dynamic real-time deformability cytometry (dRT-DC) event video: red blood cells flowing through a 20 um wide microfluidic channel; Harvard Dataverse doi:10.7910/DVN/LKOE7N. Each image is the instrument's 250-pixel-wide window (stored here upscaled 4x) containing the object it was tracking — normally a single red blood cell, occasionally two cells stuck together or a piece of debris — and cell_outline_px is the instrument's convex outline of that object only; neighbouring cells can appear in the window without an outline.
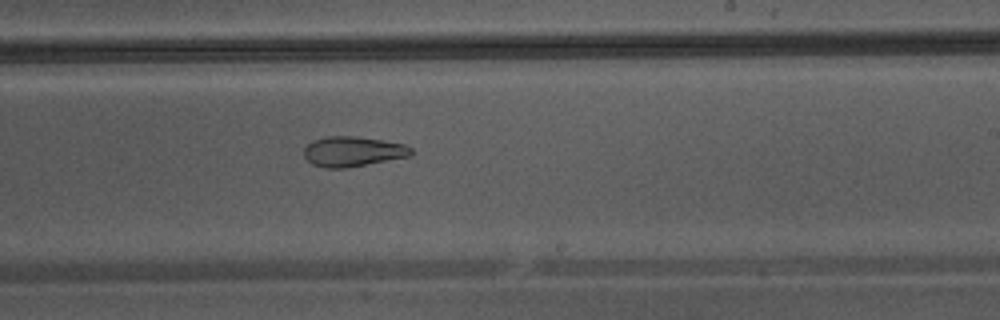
{"species": "Egyptian fruit bat (a non-hibernating species)", "species_latin": "Rousettus aegyptiacus", "temperature_condition": "warm", "stored_images_in_passage": 41, "camera_frame_rate_fps": 3000, "um_per_image_px": 0.085, "animal": {"sex": "male"}, "frame": {"image": 1, "passage_image": 24, "time_ms": 7.667, "image_size_px": [1000, 320], "cell_outline_px": [[412, 156], [344, 168], [324, 168], [312, 164], [304, 156], [304, 148], [312, 140], [324, 136], [356, 136], [384, 140], [404, 144], [412, 148]], "centroid_in_image_um": [29.99, 12.87], "position_along_channel_um": 259.0, "area_um2": 18.9}}